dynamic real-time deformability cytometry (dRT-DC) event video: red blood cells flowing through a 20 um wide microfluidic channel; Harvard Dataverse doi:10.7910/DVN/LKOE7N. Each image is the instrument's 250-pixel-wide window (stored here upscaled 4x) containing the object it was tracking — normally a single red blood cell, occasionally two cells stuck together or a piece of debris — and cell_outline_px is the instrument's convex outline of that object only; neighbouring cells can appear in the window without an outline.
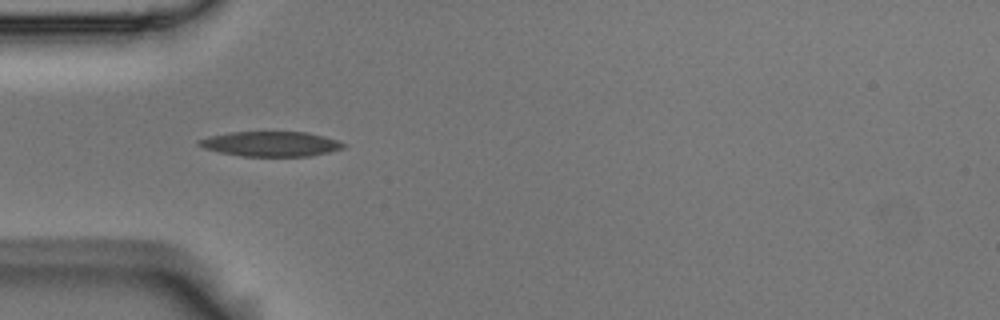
{"species": "Egyptian fruit bat (a non-hibernating species)", "species_latin": "Rousettus aegyptiacus", "temperature_condition": "room temperature", "stored_images_in_passage": 3, "camera_frame_rate_fps": 3000, "um_per_image_px": 0.085, "animal": {"sex": "male"}, "frame": {"image": 1, "passage_image": 3, "time_ms": 0.667, "image_size_px": [1000, 320], "cell_outline_px": [[348, 144], [344, 148], [312, 156], [240, 156], [220, 152], [204, 148], [196, 144], [196, 140], [208, 136], [232, 132], [308, 132], [324, 136]], "centroid_in_image_um": [23.01, 12.23], "position_along_channel_um": 62.0, "area_um2": 21.1}}